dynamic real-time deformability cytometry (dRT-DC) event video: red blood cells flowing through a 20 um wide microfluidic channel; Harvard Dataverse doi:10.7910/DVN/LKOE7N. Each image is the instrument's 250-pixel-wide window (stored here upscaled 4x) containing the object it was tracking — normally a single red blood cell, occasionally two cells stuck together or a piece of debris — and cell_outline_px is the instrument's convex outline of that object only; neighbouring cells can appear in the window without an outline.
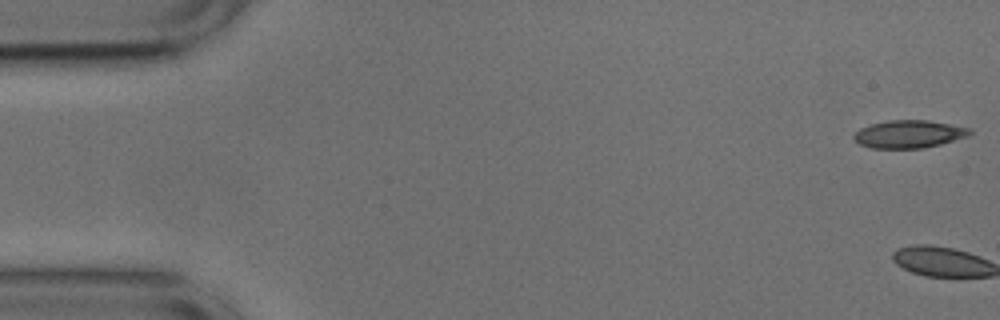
{"species": "common noctule bat (a hibernating species)", "species_latin": "Nyctalus noctula", "temperature_condition": "cold", "stored_images_in_passage": 3, "camera_frame_rate_fps": 3000, "um_per_image_px": 0.085, "animal": {"sex": "male", "body_mass_g": 17.9, "forearm_length_mm": 54.2}, "frame": {"image": 1, "passage_image": 1, "time_ms": 0.0, "image_size_px": [1000, 320], "cell_outline_px": [[972, 132], [968, 136], [940, 144], [924, 148], [872, 148], [860, 144], [852, 136], [860, 128], [872, 124], [892, 120], [924, 120], [972, 128]], "centroid_in_image_um": [77.27, 11.4], "position_along_channel_um": 7.7, "area_um2": 18.5}}